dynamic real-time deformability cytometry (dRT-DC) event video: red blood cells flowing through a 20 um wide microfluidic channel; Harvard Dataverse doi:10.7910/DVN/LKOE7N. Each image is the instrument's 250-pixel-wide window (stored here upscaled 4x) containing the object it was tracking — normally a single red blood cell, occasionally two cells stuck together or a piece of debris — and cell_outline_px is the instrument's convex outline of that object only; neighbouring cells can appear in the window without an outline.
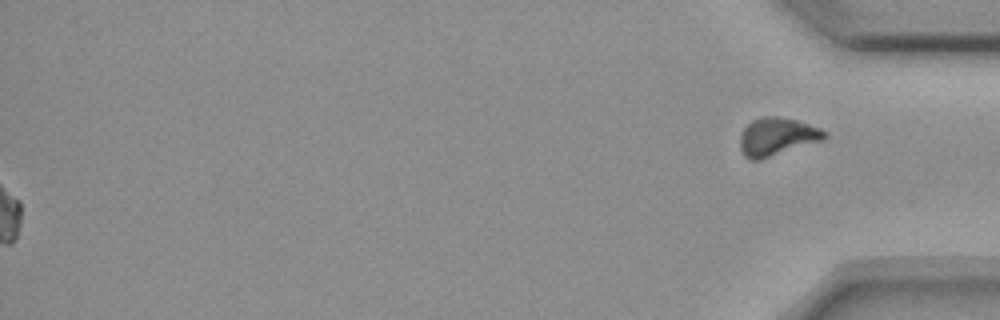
{"species": "common noctule bat (a hibernating species)", "species_latin": "Nyctalus noctula", "temperature_condition": "room temperature", "stored_images_in_passage": 42, "segment_of_instrument_passage": [2, 2], "camera_frame_rate_fps": 3000, "um_per_image_px": 0.085, "animal": {"sex": "female", "body_mass_g": 18.4}, "frame": {"image": 1, "passage_image": 42, "time_ms": 13.667, "image_size_px": [1000, 320], "cell_outline_px": [[828, 136], [824, 140], [760, 160], [752, 160], [744, 156], [740, 148], [740, 136], [744, 128], [752, 120], [764, 116], [776, 116], [796, 120], [820, 128], [828, 132]], "centroid_in_image_um": [66.06, 11.62], "position_along_channel_um": 369.1, "area_um2": 18.79}}